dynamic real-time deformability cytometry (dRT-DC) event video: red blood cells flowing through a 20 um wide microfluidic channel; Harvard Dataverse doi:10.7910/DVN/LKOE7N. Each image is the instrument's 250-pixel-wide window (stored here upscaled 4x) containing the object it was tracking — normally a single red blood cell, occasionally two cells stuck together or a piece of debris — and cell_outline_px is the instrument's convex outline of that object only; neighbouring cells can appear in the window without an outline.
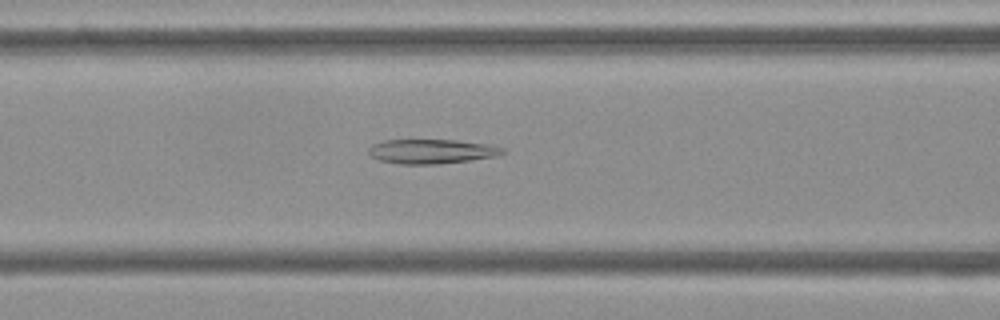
{"species": "Egyptian fruit bat (a non-hibernating species)", "species_latin": "Rousettus aegyptiacus", "temperature_condition": "cold", "stored_images_in_passage": 54, "camera_frame_rate_fps": 3000, "um_per_image_px": 0.085, "frame": {"image": 1, "passage_image": 22, "time_ms": 7.0, "image_size_px": [1000, 320], "cell_outline_px": [[508, 152], [496, 156], [468, 160], [436, 164], [400, 164], [380, 160], [372, 156], [368, 152], [368, 148], [372, 144], [384, 140], [456, 140], [492, 144], [504, 148]], "centroid_in_image_um": [36.72, 12.86], "position_along_channel_um": 129.9, "area_um2": 19.13}}
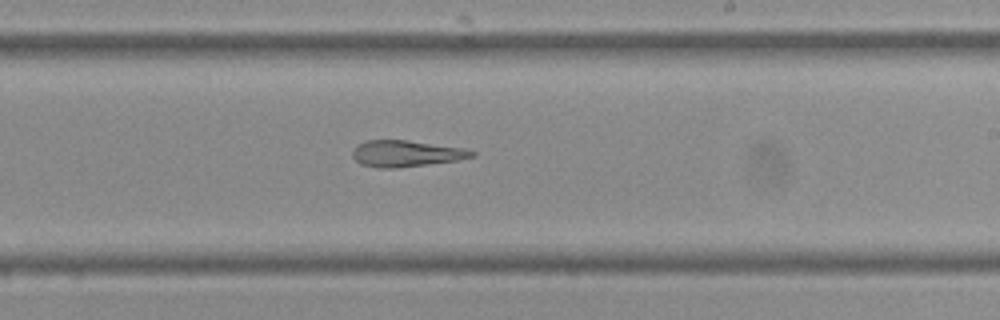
{"frame": {"image": 2, "passage_image": 32, "time_ms": 10.333, "image_size_px": [1000, 320], "cell_outline_px": [[476, 156], [456, 160], [396, 168], [376, 168], [360, 164], [352, 156], [352, 152], [360, 144], [368, 140], [408, 140], [464, 148], [476, 152]], "centroid_in_image_um": [34.52, 13.05], "position_along_channel_um": 254.5, "area_um2": 18.15}}
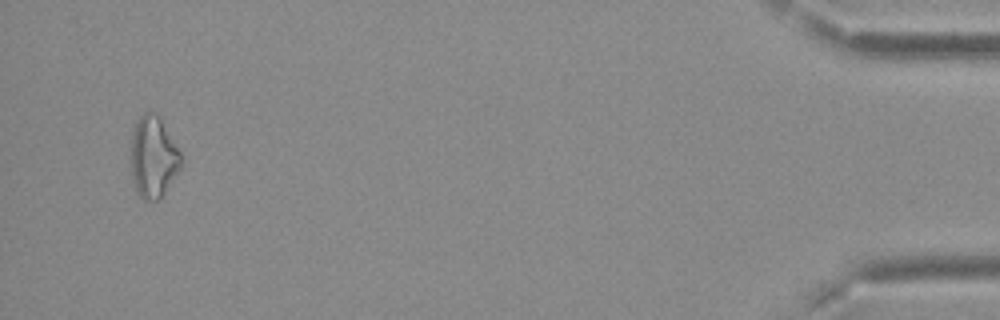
{"frame": {"image": 3, "passage_image": 52, "time_ms": 17.0, "image_size_px": [1000, 320], "cell_outline_px": [[184, 160], [180, 168], [160, 200], [144, 200], [136, 192], [132, 180], [132, 124], [144, 112], [156, 112], [160, 116], [180, 152]], "centroid_in_image_um": [13.03, 13.33], "position_along_channel_um": 422.2, "area_um2": 24.04}, "authors_computed_cell_mechanics": {"area_um2": 21.3571, "velocity_mm_per_s": 3.7331, "shape_relaxation_time_tau1_ms": null, "shape_relaxation_time_tau2_ms": 10.5117, "deformation_change_tau1": null, "deformation_change_tau2": 0.2627}}